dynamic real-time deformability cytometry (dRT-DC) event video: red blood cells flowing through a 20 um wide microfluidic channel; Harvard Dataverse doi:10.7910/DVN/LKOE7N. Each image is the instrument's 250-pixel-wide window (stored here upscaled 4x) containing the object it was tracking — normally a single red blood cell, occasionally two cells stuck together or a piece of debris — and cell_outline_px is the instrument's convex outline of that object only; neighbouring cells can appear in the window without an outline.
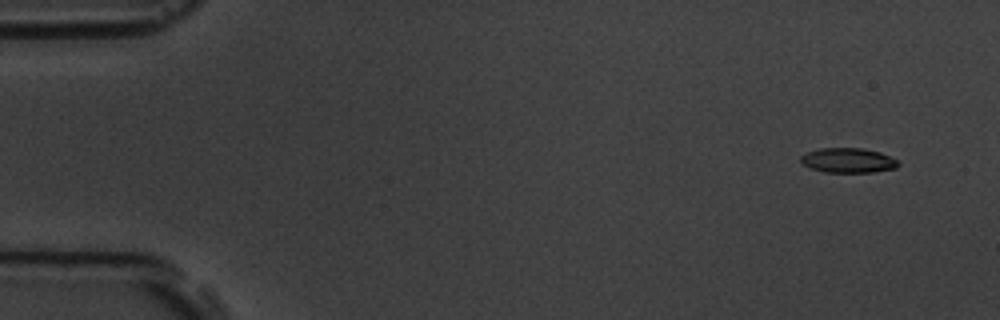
{"species": "common noctule bat (a hibernating species)", "species_latin": "Nyctalus noctula", "temperature_condition": "room temperature", "stored_images_in_passage": 6, "camera_frame_rate_fps": 3000, "um_per_image_px": 0.085, "animal": {"sex": "male", "body_mass_g": 19.5, "forearm_length_mm": 54.6}, "frame": {"image": 1, "passage_image": 1, "time_ms": 0.0, "image_size_px": [1000, 320], "cell_outline_px": [[900, 164], [896, 168], [872, 172], [824, 172], [812, 168], [804, 164], [800, 160], [800, 156], [808, 152], [820, 148], [860, 148], [880, 152], [896, 160]], "centroid_in_image_um": [72.09, 13.63], "position_along_channel_um": 12.9, "area_um2": 13.87}}
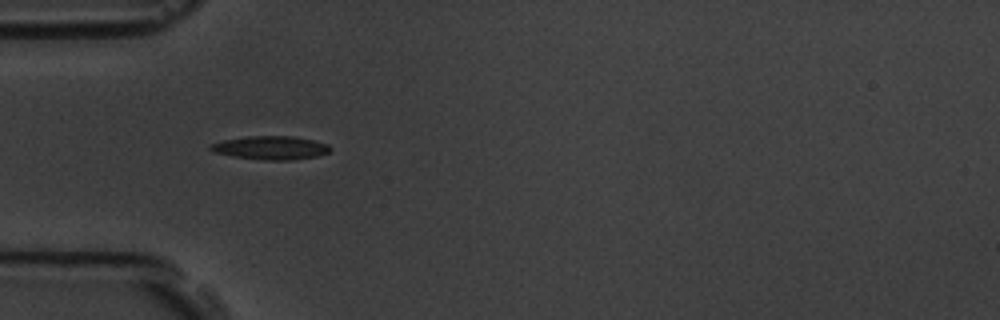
{"frame": {"image": 2, "passage_image": 5, "time_ms": 4.667, "image_size_px": [1000, 320], "cell_outline_px": [[332, 148], [328, 152], [316, 156], [292, 160], [264, 160], [232, 156], [216, 152], [208, 148], [212, 144], [224, 140], [248, 136], [292, 136], [312, 140], [328, 144]], "centroid_in_image_um": [23.03, 12.56], "position_along_channel_um": 62.0, "area_um2": 16.18}}
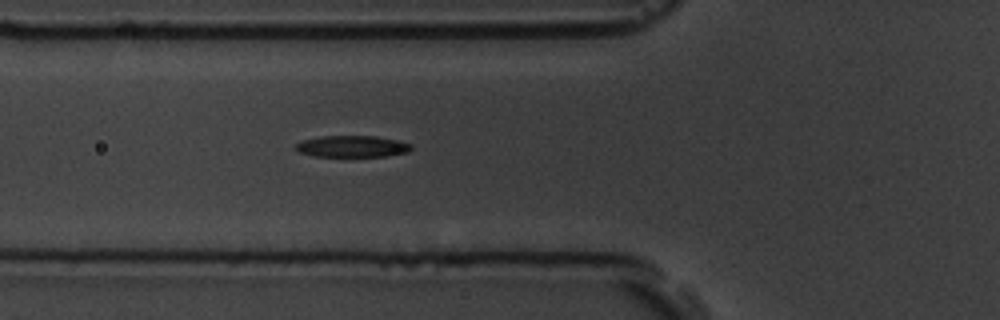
{"frame": {"image": 3, "passage_image": 6, "time_ms": 5.667, "image_size_px": [1000, 320], "cell_outline_px": [[412, 148], [408, 152], [388, 156], [316, 156], [300, 152], [296, 148], [296, 144], [304, 140], [320, 136], [376, 136], [400, 140], [412, 144]], "centroid_in_image_um": [30.01, 12.43], "position_along_channel_um": 95.8, "area_um2": 14.45}}